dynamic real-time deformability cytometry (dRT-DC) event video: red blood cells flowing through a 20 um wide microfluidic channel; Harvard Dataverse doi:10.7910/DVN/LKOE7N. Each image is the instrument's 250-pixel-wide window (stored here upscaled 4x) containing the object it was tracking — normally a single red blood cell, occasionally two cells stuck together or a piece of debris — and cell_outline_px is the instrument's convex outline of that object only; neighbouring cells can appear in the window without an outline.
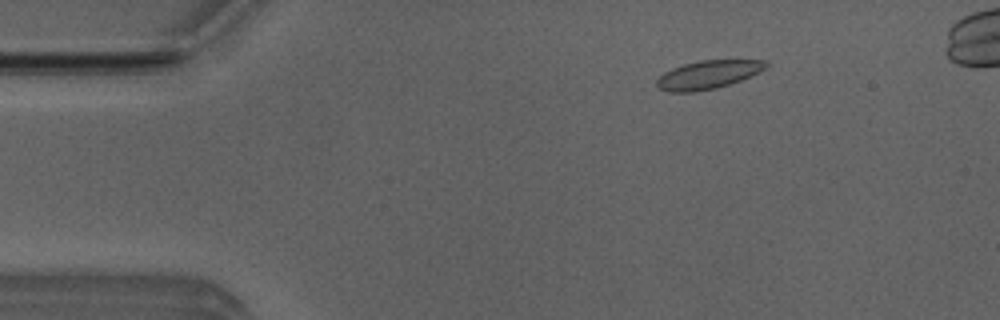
{"species": "Egyptian fruit bat (a non-hibernating species)", "species_latin": "Rousettus aegyptiacus", "temperature_condition": "room temperature", "stored_images_in_passage": 5, "camera_frame_rate_fps": 3000, "um_per_image_px": 0.085, "animal": {"sex": "male"}, "frame": {"image": 1, "passage_image": 2, "time_ms": 0.333, "image_size_px": [1000, 320], "cell_outline_px": [[768, 68], [760, 72], [740, 80], [716, 88], [696, 92], [668, 92], [660, 88], [656, 84], [656, 80], [664, 72], [672, 68], [684, 64], [700, 60], [768, 60]], "centroid_in_image_um": [60.2, 6.34], "position_along_channel_um": 24.8, "area_um2": 18.09}}